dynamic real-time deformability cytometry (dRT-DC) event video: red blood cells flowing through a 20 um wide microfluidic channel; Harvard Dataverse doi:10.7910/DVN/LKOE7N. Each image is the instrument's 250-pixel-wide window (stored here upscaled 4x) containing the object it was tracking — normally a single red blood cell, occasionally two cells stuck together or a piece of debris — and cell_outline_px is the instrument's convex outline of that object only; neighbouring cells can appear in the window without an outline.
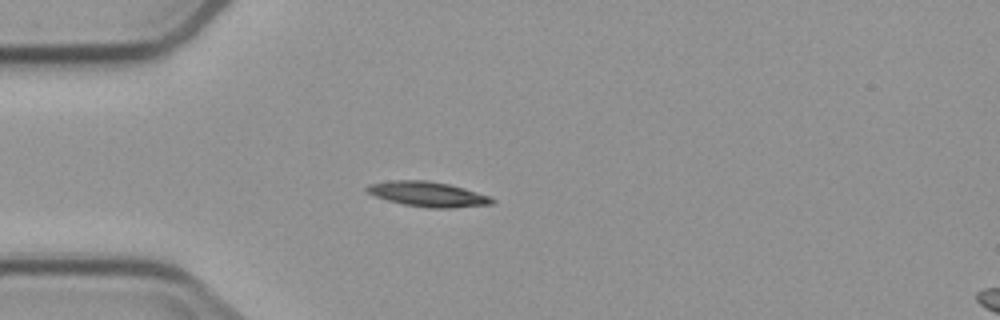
{"species": "common noctule bat (a hibernating species)", "species_latin": "Nyctalus noctula", "temperature_condition": "cold", "stored_images_in_passage": 1, "camera_frame_rate_fps": 3000, "um_per_image_px": 0.085, "animal": {"sex": "male", "body_mass_g": 23.1, "forearm_length_mm": 52.7}, "frame": {"image": 1, "passage_image": 1, "time_ms": 0.0, "image_size_px": [1000, 320], "cell_outline_px": [[496, 200], [492, 204], [452, 208], [428, 208], [404, 204], [388, 200], [376, 196], [368, 192], [364, 188], [368, 184], [392, 180], [428, 180], [448, 184], [464, 188], [488, 196]], "centroid_in_image_um": [36.35, 16.5], "position_along_channel_um": 48.6, "area_um2": 18.09}}